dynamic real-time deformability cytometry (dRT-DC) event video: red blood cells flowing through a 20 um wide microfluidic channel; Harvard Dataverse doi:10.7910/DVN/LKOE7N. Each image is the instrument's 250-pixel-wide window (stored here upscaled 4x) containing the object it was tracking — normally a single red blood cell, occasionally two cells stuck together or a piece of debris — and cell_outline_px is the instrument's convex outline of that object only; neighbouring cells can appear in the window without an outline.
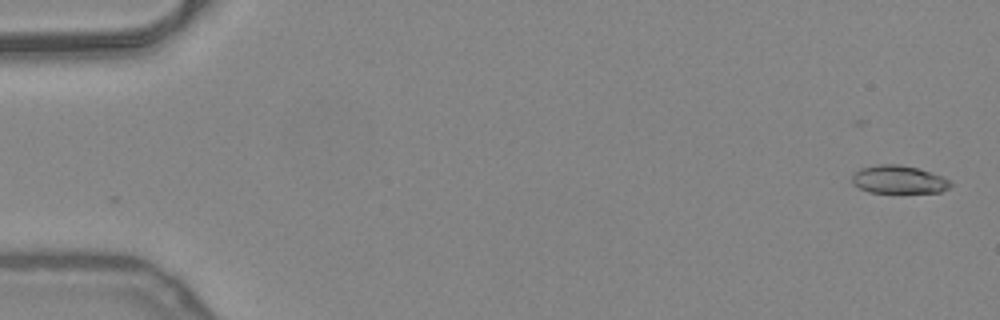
{"species": "common noctule bat (a hibernating species)", "species_latin": "Nyctalus noctula", "temperature_condition": "warm", "stored_images_in_passage": 9, "camera_frame_rate_fps": 3000, "um_per_image_px": 0.085, "animal": {"sex": "female", "body_mass_g": 24.6, "forearm_length_mm": 56.2}, "frame": {"image": 1, "passage_image": 1, "time_ms": 0.0, "image_size_px": [1000, 320], "cell_outline_px": [[952, 184], [948, 188], [940, 192], [900, 196], [868, 192], [852, 184], [852, 176], [860, 168], [876, 164], [900, 164], [932, 172], [948, 180]], "centroid_in_image_um": [76.38, 15.32], "position_along_channel_um": 8.6, "area_um2": 16.99}}